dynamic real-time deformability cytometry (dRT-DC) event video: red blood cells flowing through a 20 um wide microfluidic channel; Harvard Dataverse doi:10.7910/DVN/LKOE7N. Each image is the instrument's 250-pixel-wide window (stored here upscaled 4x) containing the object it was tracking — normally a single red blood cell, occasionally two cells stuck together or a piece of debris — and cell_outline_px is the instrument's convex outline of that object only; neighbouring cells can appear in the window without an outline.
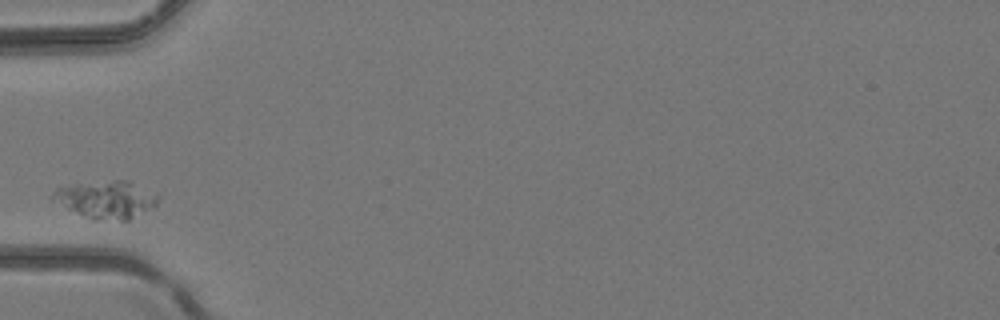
{"species": "common noctule bat (a hibernating species)", "species_latin": "Nyctalus noctula", "temperature_condition": "room temperature", "stored_images_in_passage": 4, "camera_frame_rate_fps": 3000, "um_per_image_px": 0.085, "animal": {"sex": "female", "body_mass_g": 24.6, "forearm_length_mm": 56.2}, "frame": {"image": 1, "passage_image": 4, "time_ms": 1.0, "image_size_px": [1000, 320], "cell_outline_px": [[160, 196], [156, 204], [128, 220], [92, 220], [52, 200], [48, 196], [56, 188], [68, 184], [112, 180], [128, 180]], "centroid_in_image_um": [8.97, 16.94], "position_along_channel_um": 76.0, "area_um2": 22.95}}